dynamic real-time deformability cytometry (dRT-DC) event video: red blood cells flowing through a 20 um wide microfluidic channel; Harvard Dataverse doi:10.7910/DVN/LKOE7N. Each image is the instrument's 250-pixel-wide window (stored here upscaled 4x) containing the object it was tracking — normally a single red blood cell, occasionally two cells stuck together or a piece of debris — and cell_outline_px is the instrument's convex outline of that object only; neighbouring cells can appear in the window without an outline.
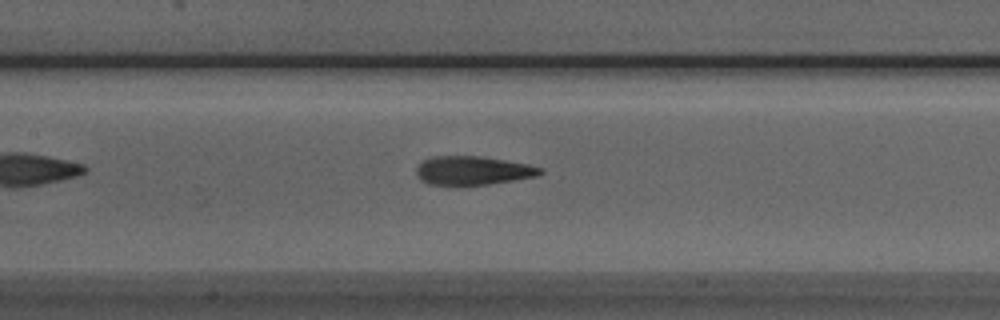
{"species": "Egyptian fruit bat (a non-hibernating species)", "species_latin": "Rousettus aegyptiacus", "temperature_condition": "room temperature", "stored_images_in_passage": 21, "camera_frame_rate_fps": 3000, "um_per_image_px": 0.085, "animal": {"sex": "male"}, "frame": {"image": 1, "passage_image": 8, "time_ms": 2.333, "image_size_px": [1000, 320], "cell_outline_px": [[544, 172], [540, 176], [488, 184], [428, 184], [420, 180], [416, 176], [416, 168], [424, 160], [432, 156], [480, 156], [528, 164], [544, 168]], "centroid_in_image_um": [40.22, 14.49], "position_along_channel_um": 167.2, "area_um2": 20.69}}
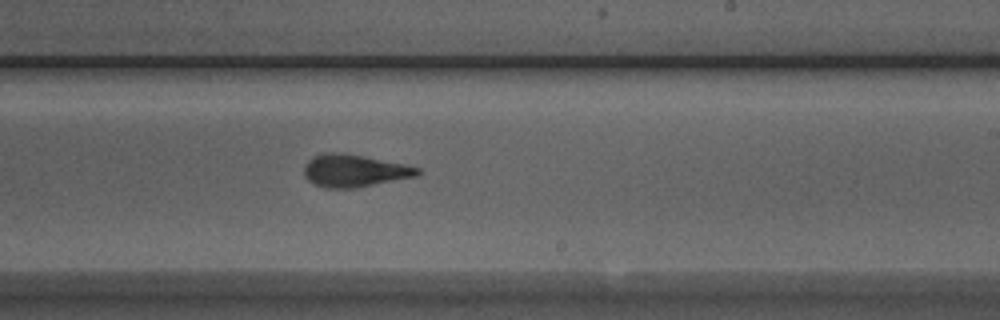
{"frame": {"image": 2, "passage_image": 15, "time_ms": 4.667, "image_size_px": [1000, 320], "cell_outline_px": [[420, 172], [416, 176], [356, 188], [324, 188], [312, 184], [304, 176], [304, 164], [312, 156], [324, 152], [340, 152], [364, 156], [404, 164], [420, 168]], "centroid_in_image_um": [30.05, 14.51], "position_along_channel_um": 258.9, "area_um2": 21.62}}
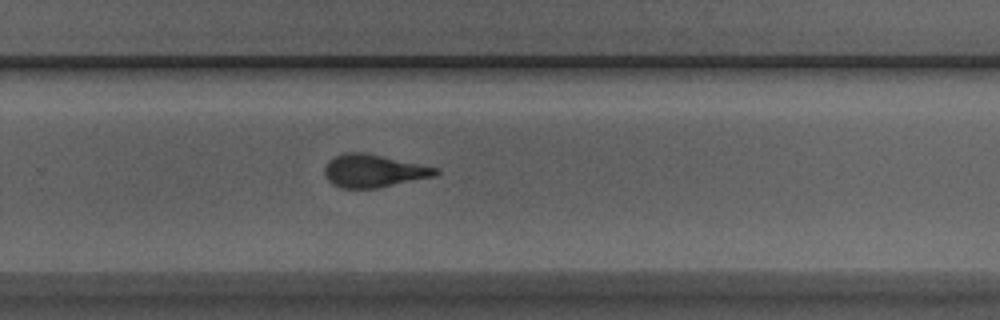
{"frame": {"image": 3, "passage_image": 18, "time_ms": 5.667, "image_size_px": [1000, 320], "cell_outline_px": [[440, 172], [436, 176], [380, 188], [340, 188], [332, 184], [328, 180], [324, 172], [324, 168], [328, 160], [332, 156], [344, 152], [360, 152], [440, 168]], "centroid_in_image_um": [31.74, 14.53], "position_along_channel_um": 298.1, "area_um2": 21.39}}